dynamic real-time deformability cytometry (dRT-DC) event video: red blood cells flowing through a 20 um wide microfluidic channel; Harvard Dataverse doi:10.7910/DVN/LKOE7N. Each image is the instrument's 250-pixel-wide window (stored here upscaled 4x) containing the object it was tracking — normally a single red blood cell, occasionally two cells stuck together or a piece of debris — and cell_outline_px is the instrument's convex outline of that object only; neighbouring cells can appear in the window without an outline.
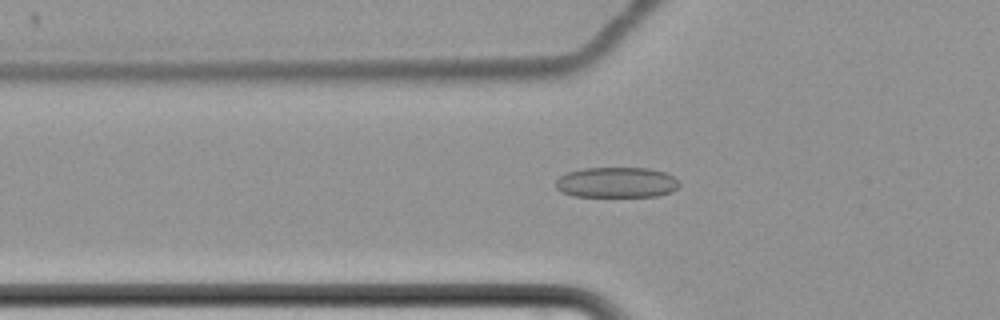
{"species": "common noctule bat (a hibernating species)", "species_latin": "Nyctalus noctula", "temperature_condition": "cold", "stored_images_in_passage": 63, "camera_frame_rate_fps": 3000, "um_per_image_px": 0.085, "animal": {"sex": "female", "body_mass_g": 22.7, "forearm_length_mm": 54.2}, "frame": {"image": 1, "passage_image": 26, "time_ms": 8.333, "image_size_px": [1000, 320], "cell_outline_px": [[680, 184], [672, 192], [656, 196], [572, 196], [560, 192], [556, 188], [556, 180], [560, 176], [568, 172], [584, 168], [648, 168], [664, 172], [672, 176]], "centroid_in_image_um": [52.38, 15.51], "position_along_channel_um": 73.4, "area_um2": 21.91}}
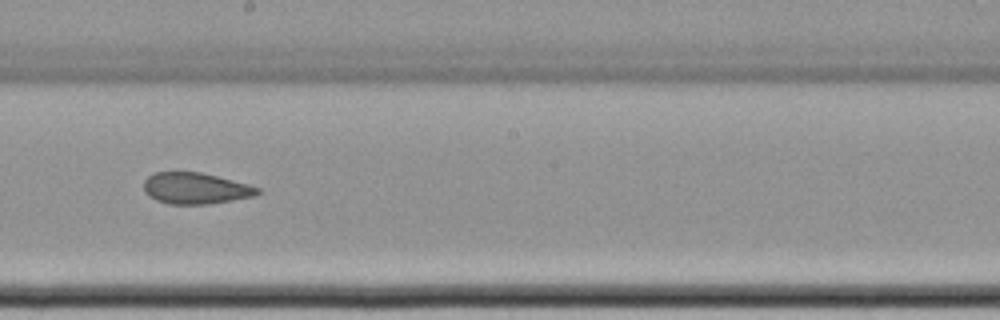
{"frame": {"image": 2, "passage_image": 40, "time_ms": 13.0, "image_size_px": [1000, 320], "cell_outline_px": [[260, 192], [256, 196], [208, 204], [168, 204], [156, 200], [148, 196], [144, 192], [144, 180], [148, 176], [156, 172], [200, 172], [248, 184], [260, 188]], "centroid_in_image_um": [16.6, 16.01], "position_along_channel_um": 231.6, "area_um2": 20.75}}
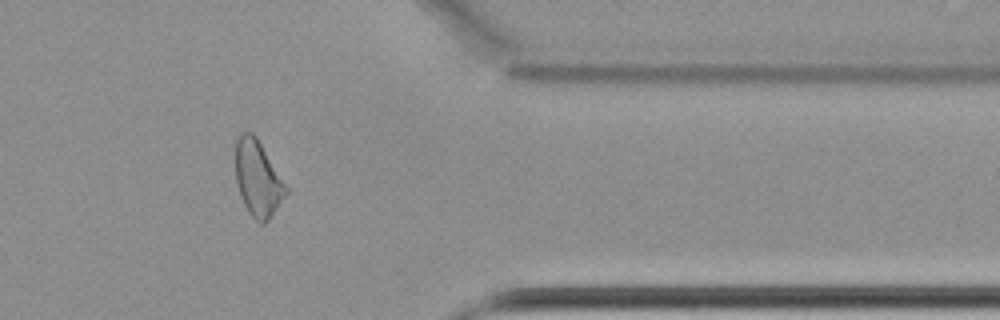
{"frame": {"image": 3, "passage_image": 55, "time_ms": 18.0, "image_size_px": [1000, 320], "cell_outline_px": [[288, 192], [268, 220], [264, 224], [260, 224], [248, 212], [240, 196], [236, 184], [236, 140], [240, 132], [252, 132], [256, 136], [288, 188]], "centroid_in_image_um": [21.9, 15.17], "position_along_channel_um": 389.5, "area_um2": 22.14}}